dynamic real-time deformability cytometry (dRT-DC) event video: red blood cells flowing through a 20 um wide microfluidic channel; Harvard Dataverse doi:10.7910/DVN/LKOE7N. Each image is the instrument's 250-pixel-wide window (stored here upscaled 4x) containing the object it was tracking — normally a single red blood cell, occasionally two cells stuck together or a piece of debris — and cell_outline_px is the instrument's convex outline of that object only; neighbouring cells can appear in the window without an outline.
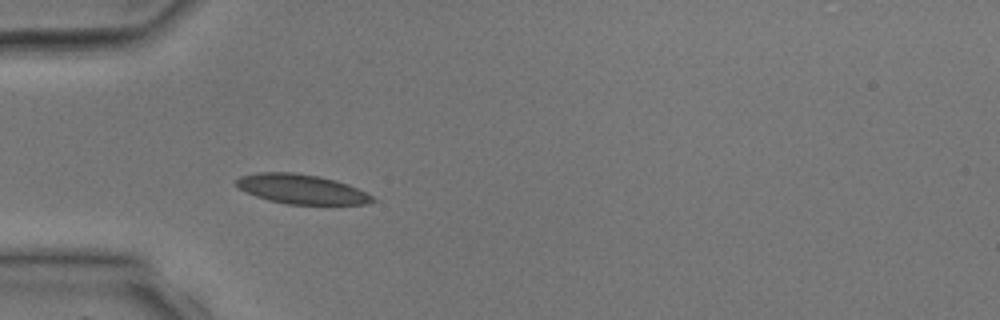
{"species": "common noctule bat (a hibernating species)", "species_latin": "Nyctalus noctula", "temperature_condition": "room temperature", "stored_images_in_passage": 2, "camera_frame_rate_fps": 3000, "um_per_image_px": 0.085, "animal": {"sex": "male", "body_mass_g": 17.9, "forearm_length_mm": 54.2}, "frame": {"image": 1, "passage_image": 2, "time_ms": 1.333, "image_size_px": [1000, 320], "cell_outline_px": [[376, 200], [368, 204], [288, 204], [268, 200], [244, 192], [236, 184], [236, 180], [240, 176], [256, 172], [292, 172], [316, 176], [336, 180], [348, 184], [372, 196]], "centroid_in_image_um": [25.59, 16.07], "position_along_channel_um": 59.4, "area_um2": 23.29}}